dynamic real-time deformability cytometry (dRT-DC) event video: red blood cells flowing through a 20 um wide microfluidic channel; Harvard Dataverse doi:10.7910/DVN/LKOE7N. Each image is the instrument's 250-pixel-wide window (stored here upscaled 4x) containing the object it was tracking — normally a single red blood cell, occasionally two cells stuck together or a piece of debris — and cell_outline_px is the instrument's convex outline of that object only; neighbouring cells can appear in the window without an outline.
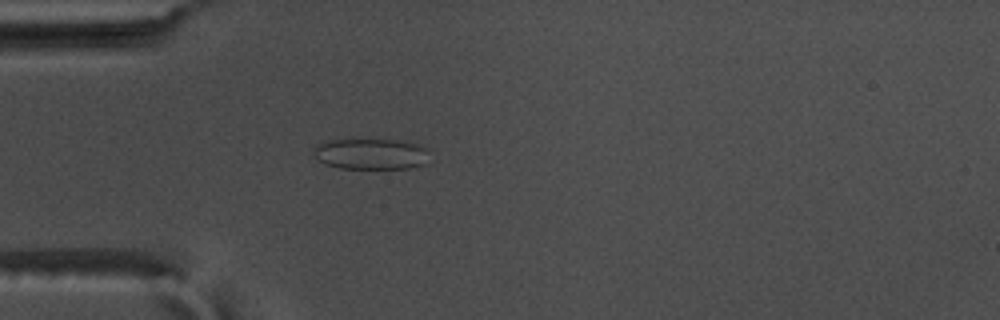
{"species": "common noctule bat (a hibernating species)", "species_latin": "Nyctalus noctula", "temperature_condition": "warm", "stored_images_in_passage": 44, "camera_frame_rate_fps": 3000, "um_per_image_px": 0.085, "animal": {"sex": "male", "body_mass_g": 17.5, "forearm_length_mm": 52.3}, "frame": {"image": 1, "passage_image": 5, "time_ms": 1.333, "image_size_px": [1000, 320], "cell_outline_px": [[428, 164], [408, 168], [340, 168], [324, 164], [316, 160], [312, 152], [312, 148], [320, 144], [332, 140], [360, 136], [408, 140], [428, 148]], "centroid_in_image_um": [31.55, 13.02], "position_along_channel_um": 53.5, "area_um2": 22.25}}
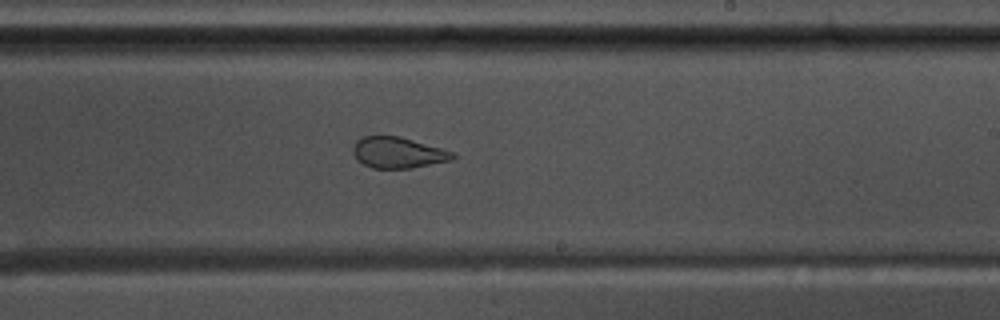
{"frame": {"image": 2, "passage_image": 22, "time_ms": 7.0, "image_size_px": [1000, 320], "cell_outline_px": [[456, 156], [452, 160], [412, 168], [372, 168], [364, 164], [352, 152], [352, 148], [356, 140], [364, 136], [400, 136], [456, 152]], "centroid_in_image_um": [33.87, 12.97], "position_along_channel_um": 255.1, "area_um2": 18.03}}
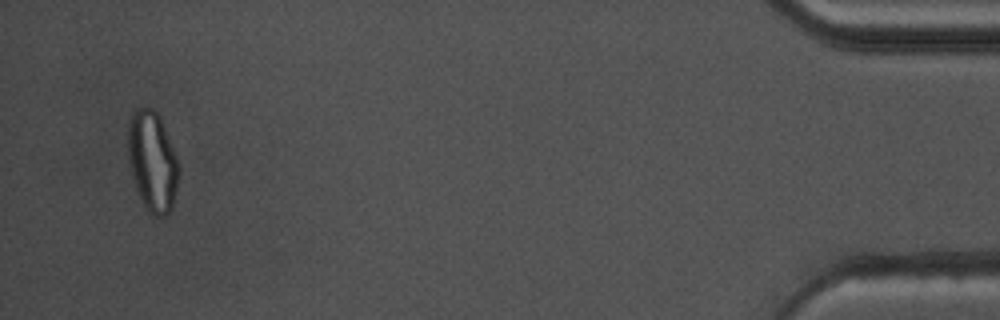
{"frame": {"image": 3, "passage_image": 42, "time_ms": 13.667, "image_size_px": [1000, 320], "cell_outline_px": [[180, 172], [172, 208], [164, 216], [152, 216], [148, 212], [136, 188], [128, 164], [128, 120], [132, 112], [136, 108], [152, 108], [160, 116], [176, 156]], "centroid_in_image_um": [12.94, 13.71], "position_along_channel_um": 422.3, "area_um2": 29.71}, "authors_computed_cell_mechanics": {"area_um2": 21.5016, "velocity_mm_per_s": 3.7078, "shape_relaxation_time_tau1_ms": null, "shape_relaxation_time_tau2_ms": 1.0127, "deformation_change_tau1": null, "deformation_change_tau2": 0.0648}}